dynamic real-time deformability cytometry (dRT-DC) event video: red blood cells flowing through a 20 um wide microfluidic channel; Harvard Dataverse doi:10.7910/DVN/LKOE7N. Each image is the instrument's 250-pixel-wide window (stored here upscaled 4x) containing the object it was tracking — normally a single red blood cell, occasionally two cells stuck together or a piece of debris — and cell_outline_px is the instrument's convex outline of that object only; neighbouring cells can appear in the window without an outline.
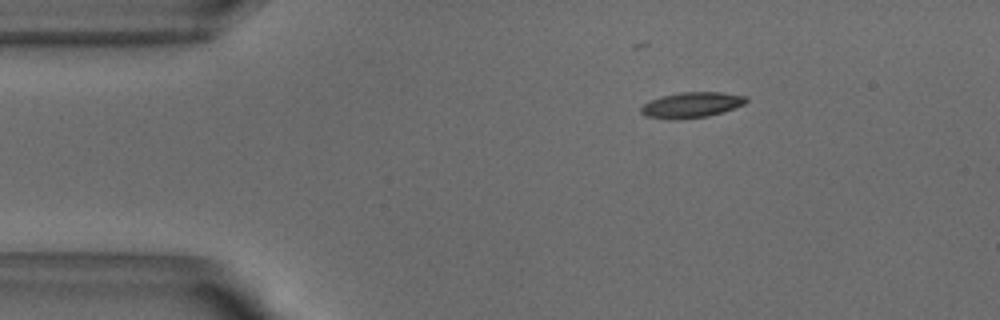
{"species": "common noctule bat (a hibernating species)", "species_latin": "Nyctalus noctula", "temperature_condition": "warm", "stored_images_in_passage": 45, "camera_frame_rate_fps": 3000, "um_per_image_px": 0.085, "animal": {"sex": "male", "body_mass_g": 18.8}, "frame": {"image": 1, "passage_image": 1, "time_ms": 0.0, "image_size_px": [1000, 320], "cell_outline_px": [[748, 100], [744, 104], [708, 116], [676, 120], [672, 120], [644, 116], [640, 112], [640, 108], [644, 104], [652, 100], [664, 96], [680, 92], [720, 92], [744, 96]], "centroid_in_image_um": [58.73, 8.93], "position_along_channel_um": 26.3, "area_um2": 15.43}}
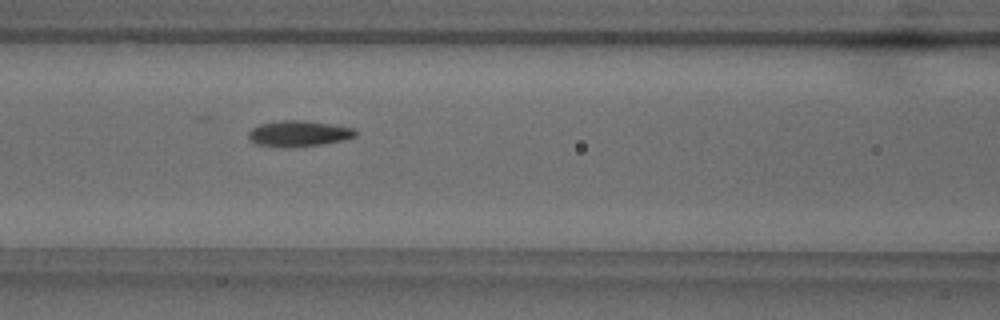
{"frame": {"image": 2, "passage_image": 14, "time_ms": 4.333, "image_size_px": [1000, 320], "cell_outline_px": [[356, 136], [324, 144], [260, 144], [252, 140], [248, 136], [248, 132], [252, 128], [260, 124], [280, 120], [308, 120], [356, 128]], "centroid_in_image_um": [25.46, 11.27], "position_along_channel_um": 141.1, "area_um2": 15.2}}
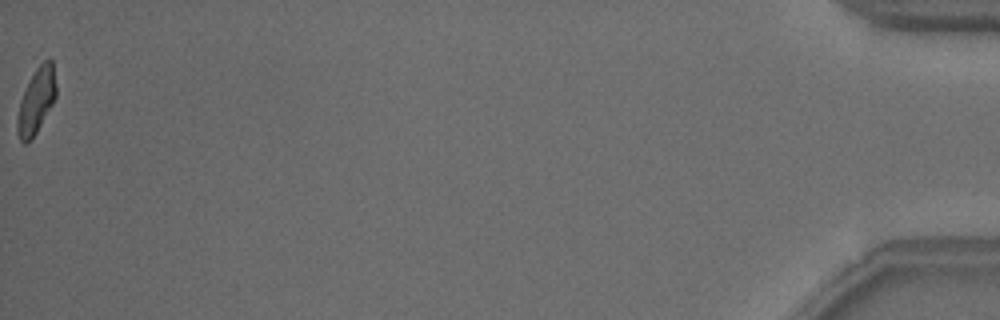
{"frame": {"image": 3, "passage_image": 45, "time_ms": 14.667, "image_size_px": [1000, 320], "cell_outline_px": [[56, 96], [52, 104], [32, 140], [28, 144], [24, 144], [20, 140], [16, 132], [16, 120], [20, 100], [36, 68], [48, 56], [52, 60], [56, 84]], "centroid_in_image_um": [3.07, 8.61], "position_along_channel_um": 432.1, "area_um2": 14.8}, "authors_computed_cell_mechanics": {"area_um2": 15.9528, "velocity_mm_per_s": 3.8451, "shape_relaxation_time_tau1_ms": 4.5786, "shape_relaxation_time_tau2_ms": 3.4359, "deformation_change_tau1": 0.1924, "deformation_change_tau2": 0.123}}